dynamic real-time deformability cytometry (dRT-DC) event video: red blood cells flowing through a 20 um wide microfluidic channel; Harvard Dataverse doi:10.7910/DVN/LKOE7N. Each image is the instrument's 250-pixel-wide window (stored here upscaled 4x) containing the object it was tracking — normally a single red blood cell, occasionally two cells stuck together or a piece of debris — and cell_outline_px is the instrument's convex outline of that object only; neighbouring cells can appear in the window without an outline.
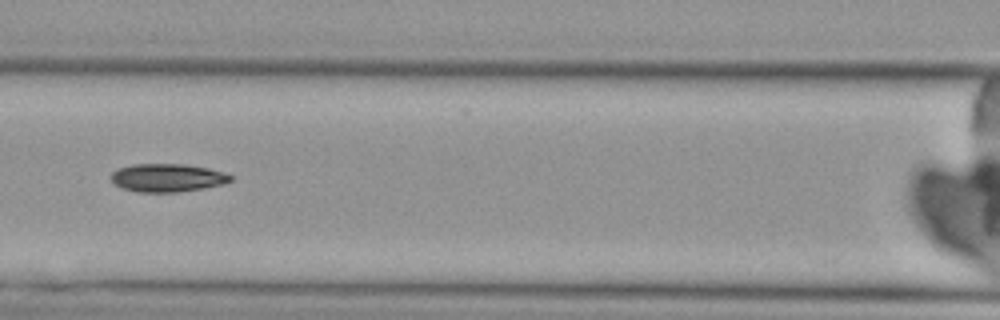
{"species": "Egyptian fruit bat (a non-hibernating species)", "species_latin": "Rousettus aegyptiacus", "temperature_condition": "cold", "stored_images_in_passage": 9, "camera_frame_rate_fps": 3000, "um_per_image_px": 0.085, "animal": {"sex": "female"}, "frame": {"image": 1, "passage_image": 7, "time_ms": 8.0, "image_size_px": [1000, 320], "cell_outline_px": [[232, 180], [224, 184], [204, 188], [176, 192], [136, 192], [124, 188], [116, 184], [112, 180], [112, 172], [116, 168], [132, 164], [184, 164], [208, 168], [224, 172], [232, 176]], "centroid_in_image_um": [14.24, 15.1], "position_along_channel_um": 152.4, "area_um2": 19.59}}
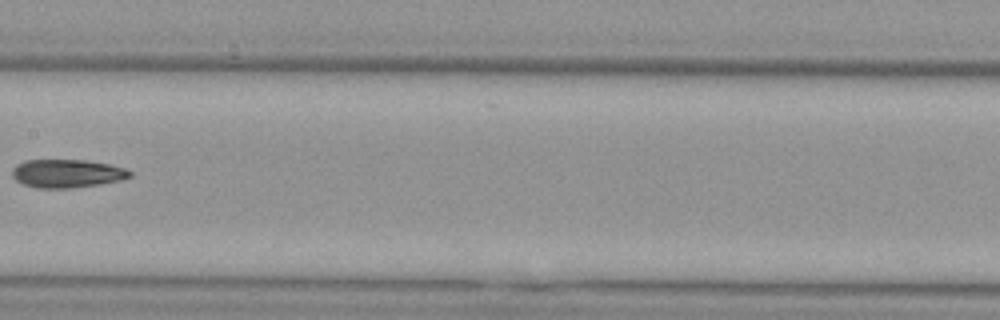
{"frame": {"image": 2, "passage_image": 8, "time_ms": 9.333, "image_size_px": [1000, 320], "cell_outline_px": [[132, 176], [124, 180], [100, 184], [72, 188], [36, 188], [20, 184], [12, 176], [12, 168], [16, 164], [24, 160], [88, 160], [108, 164], [124, 168], [132, 172]], "centroid_in_image_um": [5.68, 14.75], "position_along_channel_um": 201.7, "area_um2": 19.71}}
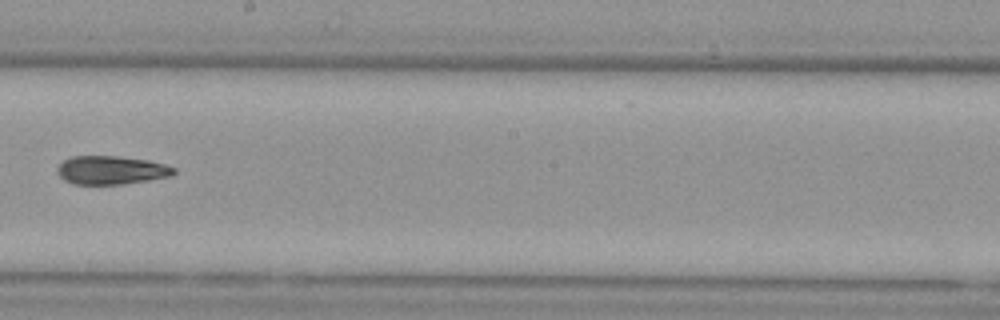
{"frame": {"image": 3, "passage_image": 9, "time_ms": 10.333, "image_size_px": [1000, 320], "cell_outline_px": [[176, 172], [172, 176], [124, 184], [72, 184], [64, 180], [56, 172], [56, 168], [64, 160], [72, 156], [116, 156], [148, 160], [164, 164], [176, 168]], "centroid_in_image_um": [9.45, 14.46], "position_along_channel_um": 238.8, "area_um2": 19.42}}